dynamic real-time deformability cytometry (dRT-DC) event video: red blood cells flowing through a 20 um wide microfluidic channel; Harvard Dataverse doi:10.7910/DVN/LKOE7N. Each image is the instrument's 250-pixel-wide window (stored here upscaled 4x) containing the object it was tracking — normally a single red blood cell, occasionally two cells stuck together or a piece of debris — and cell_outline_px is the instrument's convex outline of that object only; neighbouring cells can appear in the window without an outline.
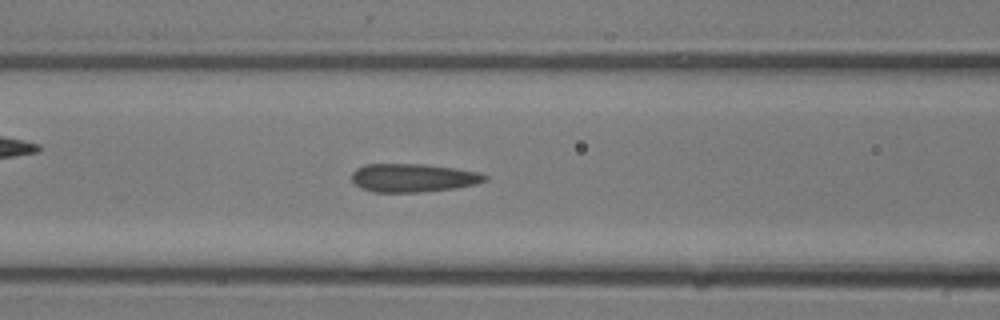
{"species": "common noctule bat (a hibernating species)", "species_latin": "Nyctalus noctula", "temperature_condition": "room temperature", "stored_images_in_passage": 18, "camera_frame_rate_fps": 3000, "um_per_image_px": 0.085, "animal": {"sex": "male", "body_mass_g": 13.3}, "frame": {"image": 1, "passage_image": 6, "time_ms": 1.667, "image_size_px": [1000, 320], "cell_outline_px": [[488, 180], [476, 184], [456, 188], [420, 192], [372, 192], [360, 188], [352, 180], [352, 172], [356, 168], [364, 164], [424, 164], [456, 168], [476, 172], [488, 176]], "centroid_in_image_um": [35.1, 15.11], "position_along_channel_um": 131.5, "area_um2": 22.14}}
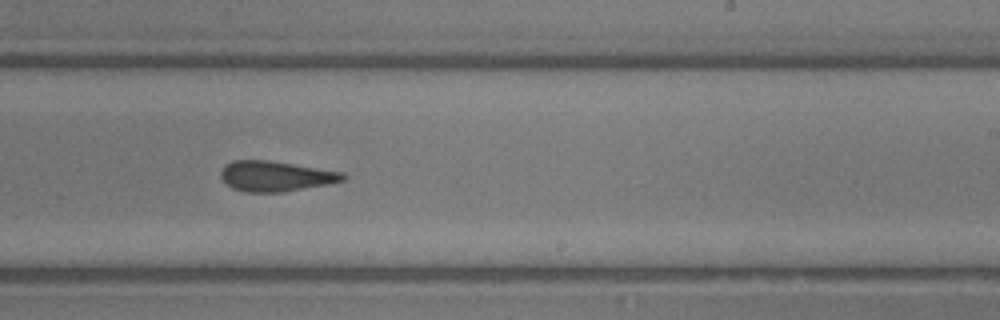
{"frame": {"image": 2, "passage_image": 11, "time_ms": 3.333, "image_size_px": [1000, 320], "cell_outline_px": [[348, 176], [344, 180], [328, 184], [284, 192], [248, 192], [232, 188], [224, 184], [220, 180], [220, 172], [224, 164], [232, 160], [268, 160], [344, 172]], "centroid_in_image_um": [23.39, 14.97], "position_along_channel_um": 265.6, "area_um2": 21.85}}
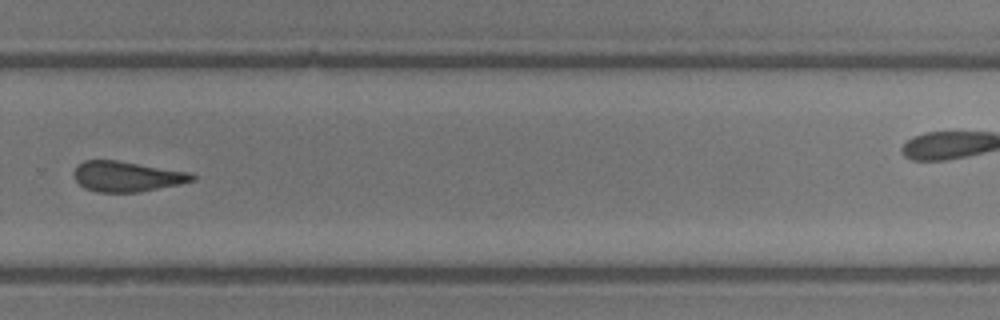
{"frame": {"image": 3, "passage_image": 13, "time_ms": 4.0, "image_size_px": [1000, 320], "cell_outline_px": [[196, 180], [180, 184], [140, 192], [96, 192], [84, 188], [76, 180], [72, 172], [76, 164], [84, 160], [116, 160], [192, 172], [196, 176]], "centroid_in_image_um": [10.78, 14.99], "position_along_channel_um": 319.0, "area_um2": 21.21}}